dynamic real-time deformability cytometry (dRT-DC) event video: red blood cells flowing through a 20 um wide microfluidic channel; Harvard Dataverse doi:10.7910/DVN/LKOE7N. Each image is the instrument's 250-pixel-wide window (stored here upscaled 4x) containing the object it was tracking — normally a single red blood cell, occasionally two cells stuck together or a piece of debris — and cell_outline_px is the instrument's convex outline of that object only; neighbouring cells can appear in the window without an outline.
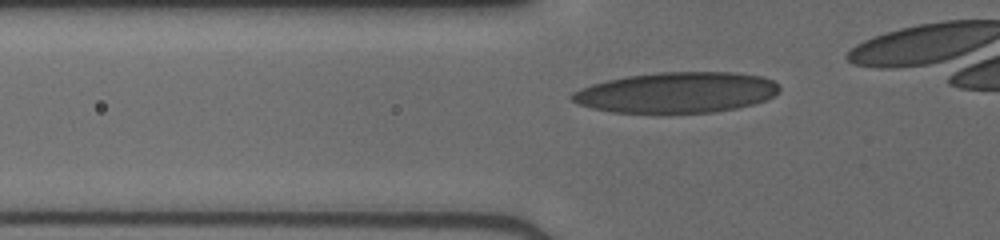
{"species": "human", "species_latin": "Homo sapiens", "temperature_condition": "cold", "stored_images_in_passage": 4, "camera_frame_rate_fps": 3000, "um_per_image_px": 0.085, "donor": {"sex": "male"}, "frame": {"image": 1, "passage_image": 2, "time_ms": 0.333, "image_size_px": [1000, 240], "cell_outline_px": [[780, 92], [768, 100], [736, 108], [712, 112], [612, 112], [592, 108], [580, 104], [572, 100], [568, 96], [572, 92], [580, 88], [592, 84], [608, 80], [628, 76], [656, 72], [732, 72], [764, 76], [772, 80], [780, 88]], "centroid_in_image_um": [57.54, 7.85], "position_along_channel_um": 68.3, "area_um2": 49.07}}